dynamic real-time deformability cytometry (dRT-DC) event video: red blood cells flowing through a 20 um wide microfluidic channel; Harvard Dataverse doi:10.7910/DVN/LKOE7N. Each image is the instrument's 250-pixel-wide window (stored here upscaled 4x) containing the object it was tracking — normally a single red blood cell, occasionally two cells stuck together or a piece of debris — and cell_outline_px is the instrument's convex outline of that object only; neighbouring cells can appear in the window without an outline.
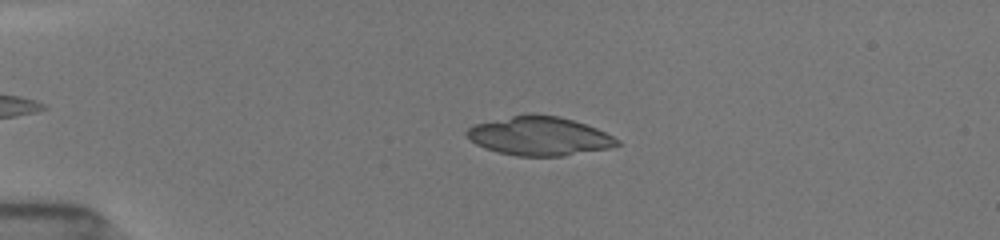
{"species": "common noctule bat (a hibernating species)", "species_latin": "Nyctalus noctula", "temperature_condition": "room temperature", "stored_images_in_passage": 55, "camera_frame_rate_fps": 3000, "um_per_image_px": 0.085, "animal": {"sex": "female", "body_mass_g": 19.5, "forearm_length_mm": 54.1}, "frame": {"image": 1, "passage_image": 12, "time_ms": 3.667, "image_size_px": [1000, 240], "cell_outline_px": [[620, 144], [608, 148], [564, 156], [516, 156], [484, 148], [476, 144], [464, 132], [468, 128], [476, 124], [528, 112], [532, 112], [560, 116], [596, 128], [620, 140]], "centroid_in_image_um": [45.84, 11.55], "position_along_channel_um": 39.2, "area_um2": 33.99}}